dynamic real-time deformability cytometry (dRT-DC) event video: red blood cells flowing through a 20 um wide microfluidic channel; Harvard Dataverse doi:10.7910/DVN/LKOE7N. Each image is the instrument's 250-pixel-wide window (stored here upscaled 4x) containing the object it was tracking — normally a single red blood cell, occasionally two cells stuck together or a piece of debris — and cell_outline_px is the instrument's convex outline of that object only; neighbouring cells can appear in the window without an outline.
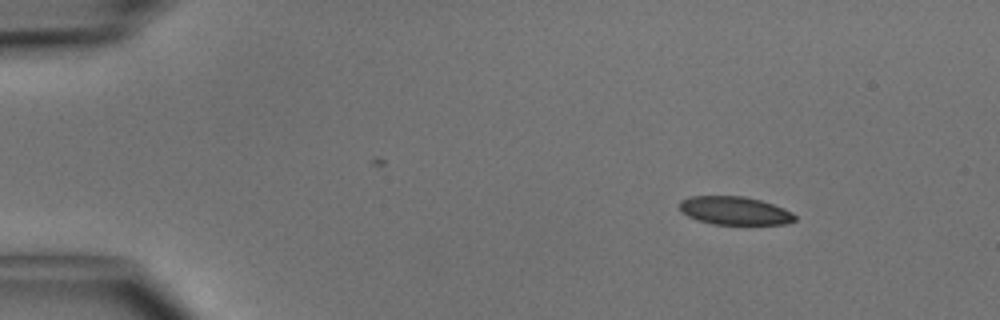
{"species": "common noctule bat (a hibernating species)", "species_latin": "Nyctalus noctula", "temperature_condition": "cold", "stored_images_in_passage": 43, "camera_frame_rate_fps": 3000, "um_per_image_px": 0.085, "animal": {"sex": "male", "body_mass_g": 15.6}, "frame": {"image": 1, "passage_image": 1, "time_ms": 0.0, "image_size_px": [1000, 320], "cell_outline_px": [[796, 220], [784, 224], [712, 224], [688, 216], [680, 212], [680, 200], [692, 196], [744, 196], [760, 200], [784, 208], [792, 212], [796, 216]], "centroid_in_image_um": [62.45, 17.9], "position_along_channel_um": 22.6, "area_um2": 18.9}}
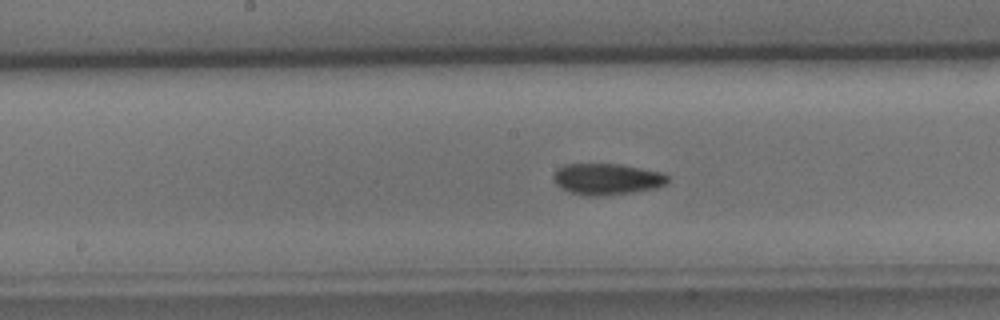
{"frame": {"image": 2, "passage_image": 20, "time_ms": 6.333, "image_size_px": [1000, 320], "cell_outline_px": [[668, 180], [664, 184], [656, 188], [632, 192], [600, 196], [584, 196], [560, 188], [556, 184], [552, 176], [556, 168], [564, 164], [620, 164], [664, 172], [668, 176]], "centroid_in_image_um": [51.56, 15.21], "position_along_channel_um": 196.6, "area_um2": 20.98}}
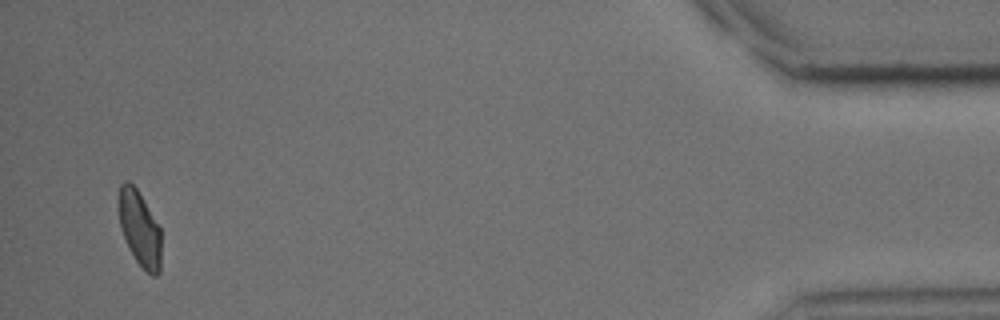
{"frame": {"image": 3, "passage_image": 42, "time_ms": 13.667, "image_size_px": [1000, 320], "cell_outline_px": [[160, 272], [156, 276], [152, 276], [136, 260], [124, 240], [120, 228], [120, 184], [124, 180], [128, 180], [136, 188], [160, 228]], "centroid_in_image_um": [11.87, 19.45], "position_along_channel_um": 423.3, "area_um2": 18.15}, "authors_computed_cell_mechanics": {"area_um2": 20.519, "velocity_mm_per_s": 4.1053, "shape_relaxation_time_tau1_ms": 4.4892, "shape_relaxation_time_tau2_ms": 4.1856, "deformation_change_tau1": 0.1086, "deformation_change_tau2": 0.077}}